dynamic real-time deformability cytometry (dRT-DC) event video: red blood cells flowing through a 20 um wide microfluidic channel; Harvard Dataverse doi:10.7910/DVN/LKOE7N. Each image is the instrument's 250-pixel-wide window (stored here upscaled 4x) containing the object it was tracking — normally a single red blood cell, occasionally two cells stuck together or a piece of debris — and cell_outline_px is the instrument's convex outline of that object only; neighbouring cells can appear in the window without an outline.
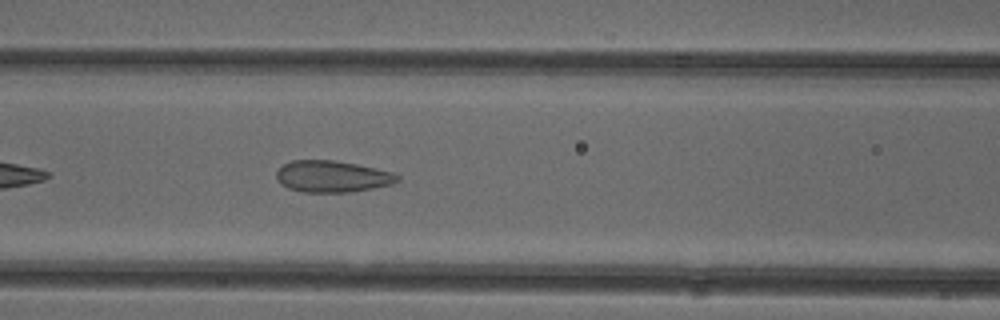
{"species": "common noctule bat (a hibernating species)", "species_latin": "Nyctalus noctula", "temperature_condition": "cold", "stored_images_in_passage": 21, "camera_frame_rate_fps": 3000, "um_per_image_px": 0.085, "animal": {"sex": "female"}, "frame": {"image": 1, "passage_image": 8, "time_ms": 2.333, "image_size_px": [1000, 320], "cell_outline_px": [[400, 180], [392, 184], [372, 188], [348, 192], [304, 192], [288, 188], [280, 184], [276, 176], [276, 172], [284, 164], [292, 160], [332, 160], [356, 164], [392, 172], [400, 176]], "centroid_in_image_um": [28.23, 15.0], "position_along_channel_um": 138.4, "area_um2": 22.14}}
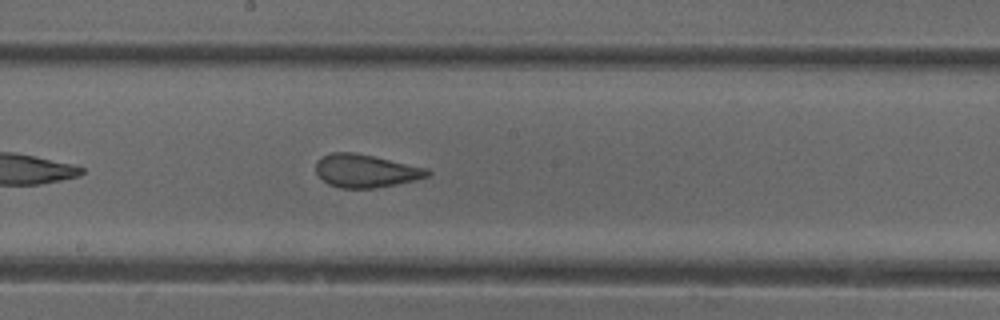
{"frame": {"image": 2, "passage_image": 14, "time_ms": 4.333, "image_size_px": [1000, 320], "cell_outline_px": [[432, 172], [428, 176], [396, 184], [376, 188], [340, 188], [328, 184], [316, 172], [316, 160], [320, 156], [332, 152], [352, 152], [372, 156], [428, 168]], "centroid_in_image_um": [31.05, 14.52], "position_along_channel_um": 217.1, "area_um2": 21.39}}
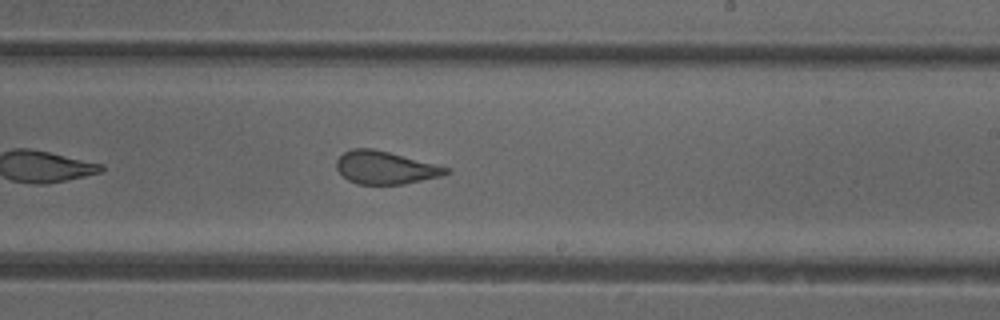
{"frame": {"image": 3, "passage_image": 17, "time_ms": 5.333, "image_size_px": [1000, 320], "cell_outline_px": [[452, 172], [440, 176], [404, 184], [356, 184], [348, 180], [336, 168], [336, 160], [344, 152], [352, 148], [372, 148], [388, 152], [448, 168]], "centroid_in_image_um": [32.7, 14.25], "position_along_channel_um": 256.3, "area_um2": 20.63}}